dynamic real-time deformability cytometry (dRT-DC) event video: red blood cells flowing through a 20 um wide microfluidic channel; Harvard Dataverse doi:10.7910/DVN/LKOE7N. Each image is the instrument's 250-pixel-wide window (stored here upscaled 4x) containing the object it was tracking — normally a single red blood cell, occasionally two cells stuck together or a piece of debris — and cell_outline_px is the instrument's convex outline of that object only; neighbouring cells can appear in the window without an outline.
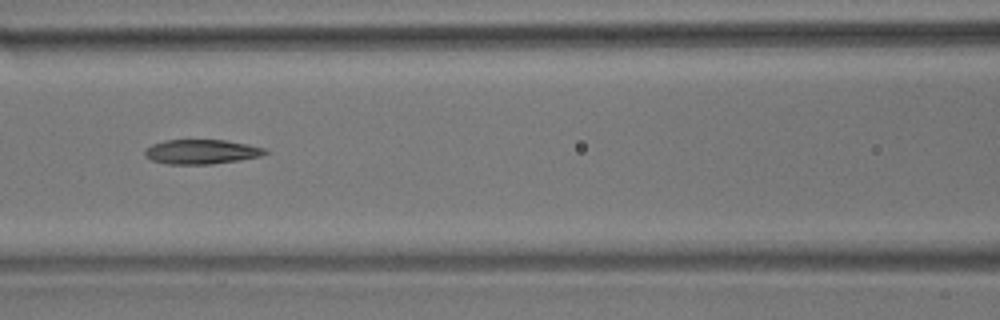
{"species": "common noctule bat (a hibernating species)", "species_latin": "Nyctalus noctula", "temperature_condition": "room temperature", "stored_images_in_passage": 11, "camera_frame_rate_fps": 3000, "um_per_image_px": 0.085, "animal": {"sex": "male", "body_mass_g": 17.9}, "frame": {"image": 1, "passage_image": 7, "time_ms": 2.0, "image_size_px": [1000, 320], "cell_outline_px": [[268, 152], [260, 156], [240, 160], [212, 164], [164, 164], [152, 160], [144, 156], [144, 152], [152, 144], [164, 140], [224, 140], [264, 148]], "centroid_in_image_um": [17.08, 12.91], "position_along_channel_um": 149.5, "area_um2": 17.05}}
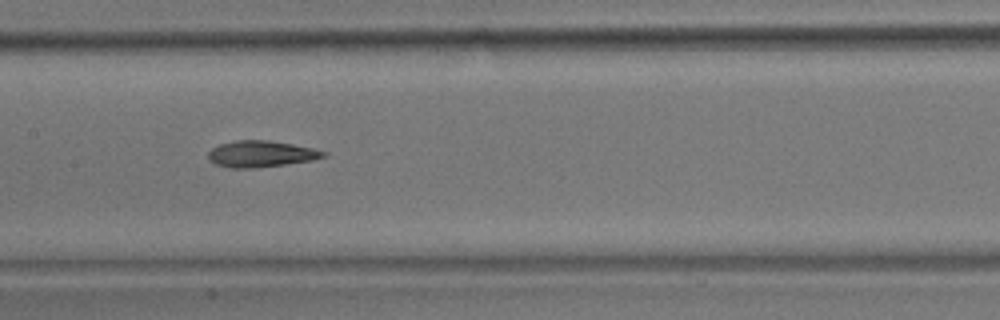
{"frame": {"image": 2, "passage_image": 8, "time_ms": 2.333, "image_size_px": [1000, 320], "cell_outline_px": [[328, 156], [312, 160], [256, 168], [232, 168], [216, 164], [208, 156], [208, 152], [212, 148], [220, 144], [236, 140], [268, 140], [292, 144], [312, 148], [328, 152]], "centroid_in_image_um": [22.22, 13.08], "position_along_channel_um": 185.2, "area_um2": 17.57}}
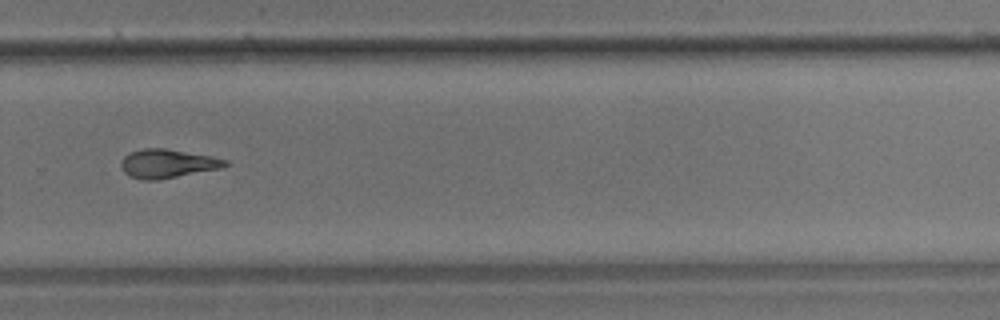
{"frame": {"image": 3, "passage_image": 11, "time_ms": 3.333, "image_size_px": [1000, 320], "cell_outline_px": [[232, 164], [220, 168], [156, 180], [144, 180], [128, 176], [124, 172], [120, 164], [120, 160], [128, 152], [144, 148], [164, 148], [212, 156], [228, 160]], "centroid_in_image_um": [14.22, 13.89], "position_along_channel_um": 315.6, "area_um2": 17.51}}